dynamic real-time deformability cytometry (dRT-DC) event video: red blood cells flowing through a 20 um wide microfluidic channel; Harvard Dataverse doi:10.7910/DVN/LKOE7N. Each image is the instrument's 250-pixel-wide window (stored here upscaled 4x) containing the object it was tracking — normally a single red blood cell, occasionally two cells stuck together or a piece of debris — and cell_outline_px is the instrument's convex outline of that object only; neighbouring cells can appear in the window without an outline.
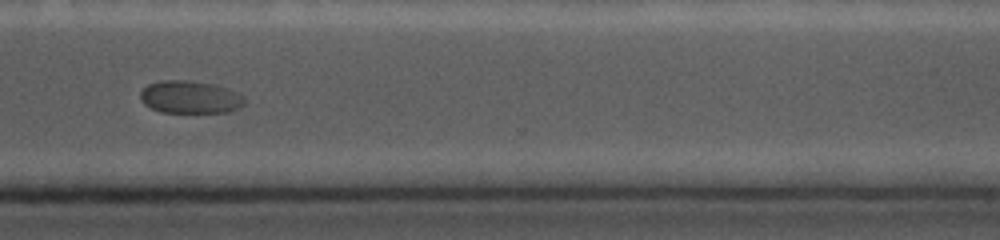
{"species": "common noctule bat (a hibernating species)", "species_latin": "Nyctalus noctula", "temperature_condition": "cold", "stored_images_in_passage": 16, "camera_frame_rate_fps": 5000, "um_per_image_px": 0.085, "animal": {"sex": "female", "body_mass_g": 19.0, "forearm_length_mm": 56.7}, "frame": {"image": 1, "passage_image": 14, "time_ms": 10.8, "image_size_px": [1000, 240], "cell_outline_px": [[244, 104], [228, 112], [160, 112], [144, 104], [140, 96], [140, 92], [148, 84], [160, 80], [184, 80], [212, 84], [236, 92], [244, 100]], "centroid_in_image_um": [16.1, 8.25], "position_along_channel_um": 354.5, "area_um2": 19.42}}
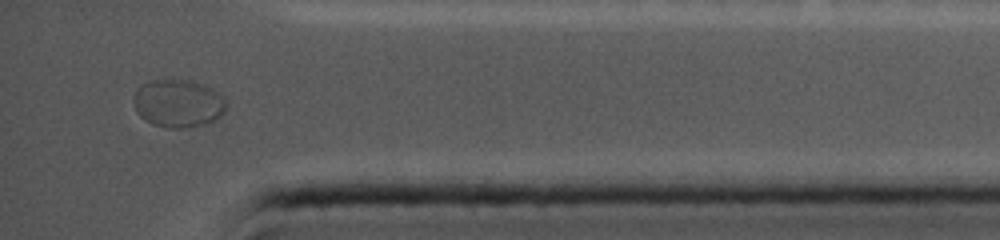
{"frame": {"image": 2, "passage_image": 16, "time_ms": 12.6, "image_size_px": [1000, 240], "cell_outline_px": [[224, 112], [220, 116], [212, 120], [200, 124], [184, 128], [168, 128], [152, 124], [144, 120], [136, 112], [136, 92], [144, 84], [156, 80], [188, 80], [200, 84], [208, 88], [220, 96], [224, 100]], "centroid_in_image_um": [15.11, 8.81], "position_along_channel_um": 420.1, "area_um2": 24.8}}